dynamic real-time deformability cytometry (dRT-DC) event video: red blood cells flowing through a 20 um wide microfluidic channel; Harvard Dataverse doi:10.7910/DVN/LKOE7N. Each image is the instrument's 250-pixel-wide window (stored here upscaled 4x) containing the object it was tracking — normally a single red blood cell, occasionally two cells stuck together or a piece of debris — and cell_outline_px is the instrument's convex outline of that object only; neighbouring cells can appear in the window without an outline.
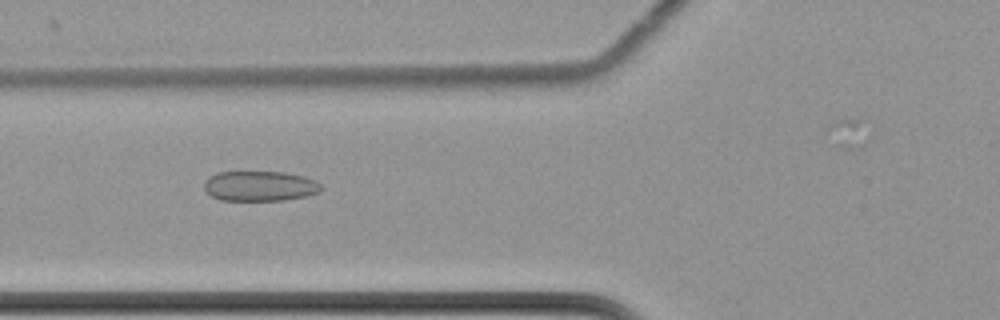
{"species": "common noctule bat (a hibernating species)", "species_latin": "Nyctalus noctula", "temperature_condition": "cold", "stored_images_in_passage": 50, "camera_frame_rate_fps": 3000, "um_per_image_px": 0.085, "animal": {"sex": "female", "body_mass_g": 22.7, "forearm_length_mm": 54.2}, "frame": {"image": 1, "passage_image": 24, "time_ms": 7.667, "image_size_px": [1000, 320], "cell_outline_px": [[320, 192], [308, 196], [284, 200], [220, 200], [212, 196], [204, 188], [204, 180], [208, 176], [216, 172], [284, 172], [304, 176], [316, 180], [320, 184]], "centroid_in_image_um": [22.08, 15.81], "position_along_channel_um": 103.7, "area_um2": 20.63}}
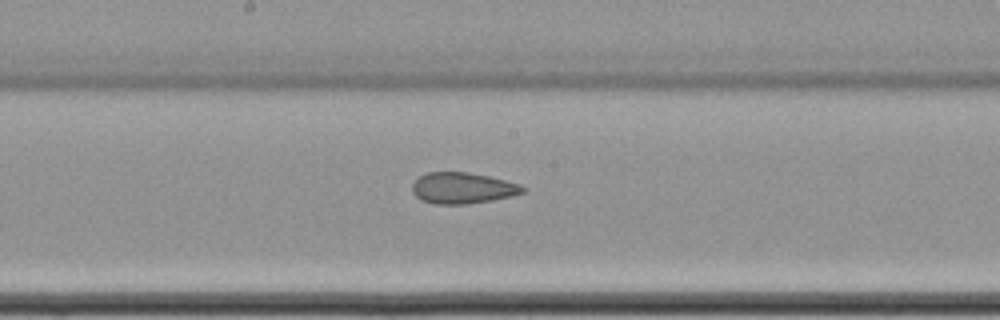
{"frame": {"image": 2, "passage_image": 33, "time_ms": 10.667, "image_size_px": [1000, 320], "cell_outline_px": [[524, 192], [512, 196], [492, 200], [468, 204], [436, 204], [420, 200], [412, 192], [412, 184], [420, 176], [428, 172], [468, 172], [488, 176], [520, 184], [524, 188]], "centroid_in_image_um": [39.3, 15.99], "position_along_channel_um": 208.9, "area_um2": 20.0}}
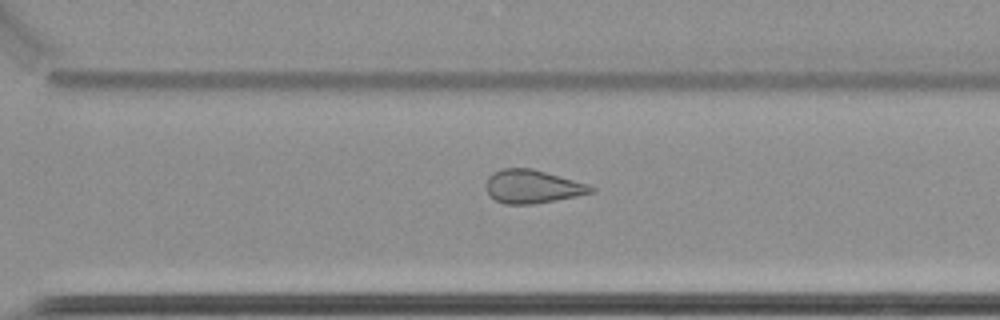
{"frame": {"image": 3, "passage_image": 43, "time_ms": 14.0, "image_size_px": [1000, 320], "cell_outline_px": [[596, 192], [556, 200], [532, 204], [504, 204], [488, 196], [484, 188], [484, 184], [488, 176], [504, 168], [532, 168], [588, 184], [596, 188]], "centroid_in_image_um": [45.23, 15.86], "position_along_channel_um": 325.4, "area_um2": 20.58}}